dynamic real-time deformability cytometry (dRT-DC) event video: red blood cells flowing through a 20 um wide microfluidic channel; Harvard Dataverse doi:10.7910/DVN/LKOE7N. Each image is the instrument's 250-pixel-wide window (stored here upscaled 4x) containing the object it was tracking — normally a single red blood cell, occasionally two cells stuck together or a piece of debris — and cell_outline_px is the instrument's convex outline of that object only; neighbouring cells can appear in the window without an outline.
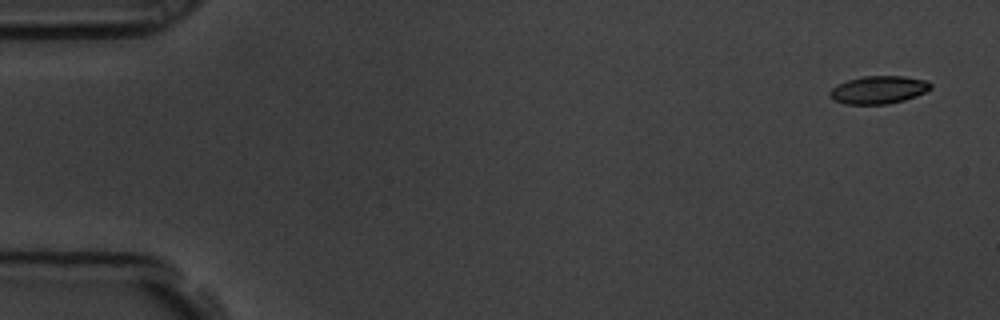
{"species": "common noctule bat (a hibernating species)", "species_latin": "Nyctalus noctula", "temperature_condition": "room temperature", "stored_images_in_passage": 6, "camera_frame_rate_fps": 3000, "um_per_image_px": 0.085, "animal": {"sex": "male", "body_mass_g": 19.5, "forearm_length_mm": 54.6}, "frame": {"image": 1, "passage_image": 1, "time_ms": 0.0, "image_size_px": [1000, 320], "cell_outline_px": [[932, 88], [916, 96], [904, 100], [888, 104], [844, 104], [836, 100], [828, 92], [836, 84], [848, 80], [864, 76], [904, 76], [928, 80], [932, 84]], "centroid_in_image_um": [74.71, 7.62], "position_along_channel_um": 10.3, "area_um2": 16.36}}
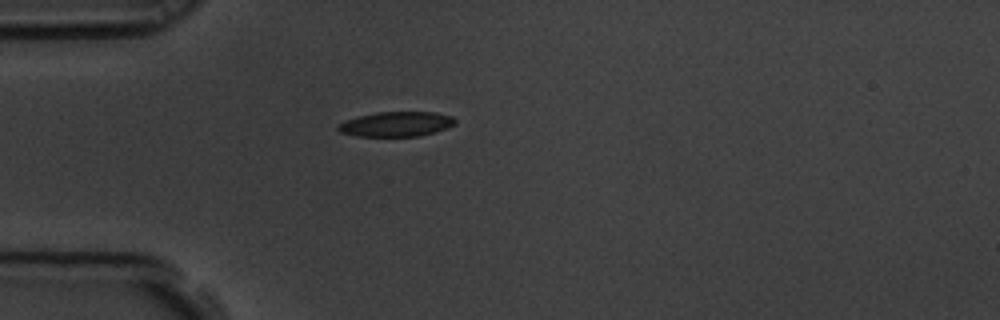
{"frame": {"image": 2, "passage_image": 5, "time_ms": 1.333, "image_size_px": [1000, 320], "cell_outline_px": [[456, 124], [448, 128], [436, 132], [420, 136], [356, 136], [340, 132], [336, 128], [344, 120], [376, 112], [436, 112], [452, 116], [456, 120]], "centroid_in_image_um": [33.72, 10.55], "position_along_channel_um": 51.3, "area_um2": 17.05}}